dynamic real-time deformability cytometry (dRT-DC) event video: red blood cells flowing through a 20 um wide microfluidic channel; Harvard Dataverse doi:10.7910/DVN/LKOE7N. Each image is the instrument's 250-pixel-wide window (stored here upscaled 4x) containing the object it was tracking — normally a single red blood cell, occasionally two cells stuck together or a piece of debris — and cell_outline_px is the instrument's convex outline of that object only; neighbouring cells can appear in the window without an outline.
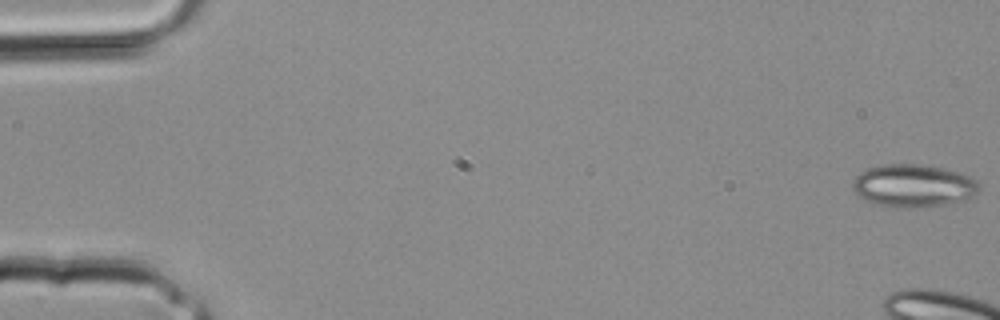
{"species": "common noctule bat (a hibernating species)", "species_latin": "Nyctalus noctula", "temperature_condition": "room temperature", "stored_images_in_passage": 7, "camera_frame_rate_fps": 3000, "um_per_image_px": 0.085, "animal": {"sex": "male", "body_mass_g": 20.4}, "frame": {"image": 1, "passage_image": 1, "time_ms": 0.0, "image_size_px": [1000, 320], "cell_outline_px": [[980, 188], [972, 196], [964, 200], [944, 204], [912, 208], [892, 208], [876, 204], [860, 196], [852, 188], [852, 184], [856, 176], [864, 168], [884, 164], [924, 164], [944, 168], [960, 172], [976, 180], [980, 184]], "centroid_in_image_um": [77.62, 15.77], "position_along_channel_um": 7.4, "area_um2": 31.67}}